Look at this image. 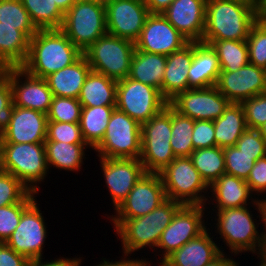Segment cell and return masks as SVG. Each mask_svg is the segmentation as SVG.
I'll return each mask as SVG.
<instances>
[{"instance_id":"1","label":"cell","mask_w":266,"mask_h":266,"mask_svg":"<svg viewBox=\"0 0 266 266\" xmlns=\"http://www.w3.org/2000/svg\"><path fill=\"white\" fill-rule=\"evenodd\" d=\"M83 52L61 29H38L29 40V52L21 66L30 75L45 78L76 62Z\"/></svg>"},{"instance_id":"2","label":"cell","mask_w":266,"mask_h":266,"mask_svg":"<svg viewBox=\"0 0 266 266\" xmlns=\"http://www.w3.org/2000/svg\"><path fill=\"white\" fill-rule=\"evenodd\" d=\"M259 9L242 0H207L202 40H247Z\"/></svg>"},{"instance_id":"3","label":"cell","mask_w":266,"mask_h":266,"mask_svg":"<svg viewBox=\"0 0 266 266\" xmlns=\"http://www.w3.org/2000/svg\"><path fill=\"white\" fill-rule=\"evenodd\" d=\"M182 206L178 201L166 199L152 212L132 219H111L114 231L121 239L123 254H132L145 247H157L162 232Z\"/></svg>"},{"instance_id":"4","label":"cell","mask_w":266,"mask_h":266,"mask_svg":"<svg viewBox=\"0 0 266 266\" xmlns=\"http://www.w3.org/2000/svg\"><path fill=\"white\" fill-rule=\"evenodd\" d=\"M1 170L11 173L38 194L37 184L49 173L45 143H2Z\"/></svg>"},{"instance_id":"5","label":"cell","mask_w":266,"mask_h":266,"mask_svg":"<svg viewBox=\"0 0 266 266\" xmlns=\"http://www.w3.org/2000/svg\"><path fill=\"white\" fill-rule=\"evenodd\" d=\"M171 105L141 125L140 162L145 172L159 173L176 157L170 145Z\"/></svg>"},{"instance_id":"6","label":"cell","mask_w":266,"mask_h":266,"mask_svg":"<svg viewBox=\"0 0 266 266\" xmlns=\"http://www.w3.org/2000/svg\"><path fill=\"white\" fill-rule=\"evenodd\" d=\"M60 29L84 52L107 33L105 5L94 0H78L64 14Z\"/></svg>"},{"instance_id":"7","label":"cell","mask_w":266,"mask_h":266,"mask_svg":"<svg viewBox=\"0 0 266 266\" xmlns=\"http://www.w3.org/2000/svg\"><path fill=\"white\" fill-rule=\"evenodd\" d=\"M159 174L167 199L178 201L182 205H205L209 201L204 195L209 186L190 157H176Z\"/></svg>"},{"instance_id":"8","label":"cell","mask_w":266,"mask_h":266,"mask_svg":"<svg viewBox=\"0 0 266 266\" xmlns=\"http://www.w3.org/2000/svg\"><path fill=\"white\" fill-rule=\"evenodd\" d=\"M135 43L106 33L83 54L91 70L119 81L129 76Z\"/></svg>"},{"instance_id":"9","label":"cell","mask_w":266,"mask_h":266,"mask_svg":"<svg viewBox=\"0 0 266 266\" xmlns=\"http://www.w3.org/2000/svg\"><path fill=\"white\" fill-rule=\"evenodd\" d=\"M251 212L248 205L215 212L217 217L214 220L217 222L215 233H219L222 242L229 247L231 254L234 253V257L248 251L256 253L262 239L263 232L257 230L259 227L257 225L260 223H256Z\"/></svg>"},{"instance_id":"10","label":"cell","mask_w":266,"mask_h":266,"mask_svg":"<svg viewBox=\"0 0 266 266\" xmlns=\"http://www.w3.org/2000/svg\"><path fill=\"white\" fill-rule=\"evenodd\" d=\"M101 158H132L141 155V125L117 108L111 114L102 141L93 149Z\"/></svg>"},{"instance_id":"11","label":"cell","mask_w":266,"mask_h":266,"mask_svg":"<svg viewBox=\"0 0 266 266\" xmlns=\"http://www.w3.org/2000/svg\"><path fill=\"white\" fill-rule=\"evenodd\" d=\"M169 102L161 91L131 78L117 81L116 108L140 125L162 111Z\"/></svg>"},{"instance_id":"12","label":"cell","mask_w":266,"mask_h":266,"mask_svg":"<svg viewBox=\"0 0 266 266\" xmlns=\"http://www.w3.org/2000/svg\"><path fill=\"white\" fill-rule=\"evenodd\" d=\"M205 205H182L174 214L170 224L162 232L157 249H163L159 265L174 251L189 240L198 237L208 227L205 226Z\"/></svg>"},{"instance_id":"13","label":"cell","mask_w":266,"mask_h":266,"mask_svg":"<svg viewBox=\"0 0 266 266\" xmlns=\"http://www.w3.org/2000/svg\"><path fill=\"white\" fill-rule=\"evenodd\" d=\"M34 200L22 213L19 224L6 244L30 262L43 259V246L47 238L44 216Z\"/></svg>"},{"instance_id":"14","label":"cell","mask_w":266,"mask_h":266,"mask_svg":"<svg viewBox=\"0 0 266 266\" xmlns=\"http://www.w3.org/2000/svg\"><path fill=\"white\" fill-rule=\"evenodd\" d=\"M159 173L145 172L110 219H132L152 212L166 200Z\"/></svg>"},{"instance_id":"15","label":"cell","mask_w":266,"mask_h":266,"mask_svg":"<svg viewBox=\"0 0 266 266\" xmlns=\"http://www.w3.org/2000/svg\"><path fill=\"white\" fill-rule=\"evenodd\" d=\"M230 103L216 86L190 88L169 102L181 115L193 120L211 121L219 118Z\"/></svg>"},{"instance_id":"16","label":"cell","mask_w":266,"mask_h":266,"mask_svg":"<svg viewBox=\"0 0 266 266\" xmlns=\"http://www.w3.org/2000/svg\"><path fill=\"white\" fill-rule=\"evenodd\" d=\"M189 42L161 13H150L134 43L137 50L168 56Z\"/></svg>"},{"instance_id":"17","label":"cell","mask_w":266,"mask_h":266,"mask_svg":"<svg viewBox=\"0 0 266 266\" xmlns=\"http://www.w3.org/2000/svg\"><path fill=\"white\" fill-rule=\"evenodd\" d=\"M3 71L10 79L14 106L48 113L53 93L45 78L30 75L21 67L5 68Z\"/></svg>"},{"instance_id":"18","label":"cell","mask_w":266,"mask_h":266,"mask_svg":"<svg viewBox=\"0 0 266 266\" xmlns=\"http://www.w3.org/2000/svg\"><path fill=\"white\" fill-rule=\"evenodd\" d=\"M47 114L12 105L0 130L2 143H44Z\"/></svg>"},{"instance_id":"19","label":"cell","mask_w":266,"mask_h":266,"mask_svg":"<svg viewBox=\"0 0 266 266\" xmlns=\"http://www.w3.org/2000/svg\"><path fill=\"white\" fill-rule=\"evenodd\" d=\"M105 7L107 33L135 42L150 14L143 0H113Z\"/></svg>"},{"instance_id":"20","label":"cell","mask_w":266,"mask_h":266,"mask_svg":"<svg viewBox=\"0 0 266 266\" xmlns=\"http://www.w3.org/2000/svg\"><path fill=\"white\" fill-rule=\"evenodd\" d=\"M215 86L231 103H241L266 92V70L248 63L235 72L221 71Z\"/></svg>"},{"instance_id":"21","label":"cell","mask_w":266,"mask_h":266,"mask_svg":"<svg viewBox=\"0 0 266 266\" xmlns=\"http://www.w3.org/2000/svg\"><path fill=\"white\" fill-rule=\"evenodd\" d=\"M99 159L106 187L110 192L114 210H116L145 173V170L140 159L101 157Z\"/></svg>"},{"instance_id":"22","label":"cell","mask_w":266,"mask_h":266,"mask_svg":"<svg viewBox=\"0 0 266 266\" xmlns=\"http://www.w3.org/2000/svg\"><path fill=\"white\" fill-rule=\"evenodd\" d=\"M207 0H173L161 14L190 42H201Z\"/></svg>"},{"instance_id":"23","label":"cell","mask_w":266,"mask_h":266,"mask_svg":"<svg viewBox=\"0 0 266 266\" xmlns=\"http://www.w3.org/2000/svg\"><path fill=\"white\" fill-rule=\"evenodd\" d=\"M207 231L209 228L170 254L159 266H206L224 251Z\"/></svg>"},{"instance_id":"24","label":"cell","mask_w":266,"mask_h":266,"mask_svg":"<svg viewBox=\"0 0 266 266\" xmlns=\"http://www.w3.org/2000/svg\"><path fill=\"white\" fill-rule=\"evenodd\" d=\"M193 59V42H189L182 49L167 56L164 77L162 81V95L170 102L179 93L189 88L188 68Z\"/></svg>"},{"instance_id":"25","label":"cell","mask_w":266,"mask_h":266,"mask_svg":"<svg viewBox=\"0 0 266 266\" xmlns=\"http://www.w3.org/2000/svg\"><path fill=\"white\" fill-rule=\"evenodd\" d=\"M209 190L212 192V197L215 198H212V205L216 202L214 204L217 206H214L215 209L217 208L216 212L227 208H240L251 203L256 207L257 200L259 199L257 197L254 200L251 197L253 195L252 191L244 179L226 173L213 182L209 186Z\"/></svg>"},{"instance_id":"26","label":"cell","mask_w":266,"mask_h":266,"mask_svg":"<svg viewBox=\"0 0 266 266\" xmlns=\"http://www.w3.org/2000/svg\"><path fill=\"white\" fill-rule=\"evenodd\" d=\"M220 72L219 59L212 47L202 42H193V59L188 68L189 88L215 86Z\"/></svg>"},{"instance_id":"27","label":"cell","mask_w":266,"mask_h":266,"mask_svg":"<svg viewBox=\"0 0 266 266\" xmlns=\"http://www.w3.org/2000/svg\"><path fill=\"white\" fill-rule=\"evenodd\" d=\"M91 67L83 54L73 64L49 74L45 80L53 96L78 99Z\"/></svg>"},{"instance_id":"28","label":"cell","mask_w":266,"mask_h":266,"mask_svg":"<svg viewBox=\"0 0 266 266\" xmlns=\"http://www.w3.org/2000/svg\"><path fill=\"white\" fill-rule=\"evenodd\" d=\"M116 90V80L91 70L78 100L82 107L116 106Z\"/></svg>"},{"instance_id":"29","label":"cell","mask_w":266,"mask_h":266,"mask_svg":"<svg viewBox=\"0 0 266 266\" xmlns=\"http://www.w3.org/2000/svg\"><path fill=\"white\" fill-rule=\"evenodd\" d=\"M167 56L134 50L128 78L161 91Z\"/></svg>"},{"instance_id":"30","label":"cell","mask_w":266,"mask_h":266,"mask_svg":"<svg viewBox=\"0 0 266 266\" xmlns=\"http://www.w3.org/2000/svg\"><path fill=\"white\" fill-rule=\"evenodd\" d=\"M29 52V39L19 26L0 25V67H21Z\"/></svg>"},{"instance_id":"31","label":"cell","mask_w":266,"mask_h":266,"mask_svg":"<svg viewBox=\"0 0 266 266\" xmlns=\"http://www.w3.org/2000/svg\"><path fill=\"white\" fill-rule=\"evenodd\" d=\"M213 123L216 146L220 148L235 146L243 132L248 128L240 103H230L224 113Z\"/></svg>"},{"instance_id":"32","label":"cell","mask_w":266,"mask_h":266,"mask_svg":"<svg viewBox=\"0 0 266 266\" xmlns=\"http://www.w3.org/2000/svg\"><path fill=\"white\" fill-rule=\"evenodd\" d=\"M47 164L59 170L78 171L81 169L85 150L89 147L86 143L68 144L59 141H45ZM86 147V148H85Z\"/></svg>"},{"instance_id":"33","label":"cell","mask_w":266,"mask_h":266,"mask_svg":"<svg viewBox=\"0 0 266 266\" xmlns=\"http://www.w3.org/2000/svg\"><path fill=\"white\" fill-rule=\"evenodd\" d=\"M116 106L82 107L80 129L86 144L94 149L103 139Z\"/></svg>"},{"instance_id":"34","label":"cell","mask_w":266,"mask_h":266,"mask_svg":"<svg viewBox=\"0 0 266 266\" xmlns=\"http://www.w3.org/2000/svg\"><path fill=\"white\" fill-rule=\"evenodd\" d=\"M216 52L221 71L235 72L249 63L246 40H202Z\"/></svg>"},{"instance_id":"35","label":"cell","mask_w":266,"mask_h":266,"mask_svg":"<svg viewBox=\"0 0 266 266\" xmlns=\"http://www.w3.org/2000/svg\"><path fill=\"white\" fill-rule=\"evenodd\" d=\"M190 158L208 186L226 173L223 148L214 146L196 149Z\"/></svg>"},{"instance_id":"36","label":"cell","mask_w":266,"mask_h":266,"mask_svg":"<svg viewBox=\"0 0 266 266\" xmlns=\"http://www.w3.org/2000/svg\"><path fill=\"white\" fill-rule=\"evenodd\" d=\"M32 23L37 29H60L64 13L52 0H22Z\"/></svg>"},{"instance_id":"37","label":"cell","mask_w":266,"mask_h":266,"mask_svg":"<svg viewBox=\"0 0 266 266\" xmlns=\"http://www.w3.org/2000/svg\"><path fill=\"white\" fill-rule=\"evenodd\" d=\"M195 120L181 115L171 106V134L170 145L175 157H190L194 151L192 132Z\"/></svg>"},{"instance_id":"38","label":"cell","mask_w":266,"mask_h":266,"mask_svg":"<svg viewBox=\"0 0 266 266\" xmlns=\"http://www.w3.org/2000/svg\"><path fill=\"white\" fill-rule=\"evenodd\" d=\"M0 25L19 26V30L29 40L38 31L22 0H0Z\"/></svg>"},{"instance_id":"39","label":"cell","mask_w":266,"mask_h":266,"mask_svg":"<svg viewBox=\"0 0 266 266\" xmlns=\"http://www.w3.org/2000/svg\"><path fill=\"white\" fill-rule=\"evenodd\" d=\"M30 192L21 202L0 207V243H6L19 224L23 211L36 199Z\"/></svg>"},{"instance_id":"40","label":"cell","mask_w":266,"mask_h":266,"mask_svg":"<svg viewBox=\"0 0 266 266\" xmlns=\"http://www.w3.org/2000/svg\"><path fill=\"white\" fill-rule=\"evenodd\" d=\"M226 174L246 180L255 161L266 155H247L237 146L223 148Z\"/></svg>"},{"instance_id":"41","label":"cell","mask_w":266,"mask_h":266,"mask_svg":"<svg viewBox=\"0 0 266 266\" xmlns=\"http://www.w3.org/2000/svg\"><path fill=\"white\" fill-rule=\"evenodd\" d=\"M82 105L78 99L53 96L47 120L53 122L79 123Z\"/></svg>"},{"instance_id":"42","label":"cell","mask_w":266,"mask_h":266,"mask_svg":"<svg viewBox=\"0 0 266 266\" xmlns=\"http://www.w3.org/2000/svg\"><path fill=\"white\" fill-rule=\"evenodd\" d=\"M249 63L266 70V26L258 19L247 38Z\"/></svg>"},{"instance_id":"43","label":"cell","mask_w":266,"mask_h":266,"mask_svg":"<svg viewBox=\"0 0 266 266\" xmlns=\"http://www.w3.org/2000/svg\"><path fill=\"white\" fill-rule=\"evenodd\" d=\"M30 192L14 175L0 170V207L19 203Z\"/></svg>"},{"instance_id":"44","label":"cell","mask_w":266,"mask_h":266,"mask_svg":"<svg viewBox=\"0 0 266 266\" xmlns=\"http://www.w3.org/2000/svg\"><path fill=\"white\" fill-rule=\"evenodd\" d=\"M68 144L86 143L79 123L47 121L46 140Z\"/></svg>"},{"instance_id":"45","label":"cell","mask_w":266,"mask_h":266,"mask_svg":"<svg viewBox=\"0 0 266 266\" xmlns=\"http://www.w3.org/2000/svg\"><path fill=\"white\" fill-rule=\"evenodd\" d=\"M240 104L242 105L248 128L258 129L266 123V92L244 100Z\"/></svg>"},{"instance_id":"46","label":"cell","mask_w":266,"mask_h":266,"mask_svg":"<svg viewBox=\"0 0 266 266\" xmlns=\"http://www.w3.org/2000/svg\"><path fill=\"white\" fill-rule=\"evenodd\" d=\"M235 146L247 155H266V143L258 129L247 128Z\"/></svg>"},{"instance_id":"47","label":"cell","mask_w":266,"mask_h":266,"mask_svg":"<svg viewBox=\"0 0 266 266\" xmlns=\"http://www.w3.org/2000/svg\"><path fill=\"white\" fill-rule=\"evenodd\" d=\"M214 123L211 120H195L192 132L194 150L216 146Z\"/></svg>"},{"instance_id":"48","label":"cell","mask_w":266,"mask_h":266,"mask_svg":"<svg viewBox=\"0 0 266 266\" xmlns=\"http://www.w3.org/2000/svg\"><path fill=\"white\" fill-rule=\"evenodd\" d=\"M252 193L266 194V156L255 161L248 178L245 180Z\"/></svg>"},{"instance_id":"49","label":"cell","mask_w":266,"mask_h":266,"mask_svg":"<svg viewBox=\"0 0 266 266\" xmlns=\"http://www.w3.org/2000/svg\"><path fill=\"white\" fill-rule=\"evenodd\" d=\"M13 105L12 89L9 76L2 70L0 73V130L2 129Z\"/></svg>"},{"instance_id":"50","label":"cell","mask_w":266,"mask_h":266,"mask_svg":"<svg viewBox=\"0 0 266 266\" xmlns=\"http://www.w3.org/2000/svg\"><path fill=\"white\" fill-rule=\"evenodd\" d=\"M31 262L6 243H0V266H30Z\"/></svg>"},{"instance_id":"51","label":"cell","mask_w":266,"mask_h":266,"mask_svg":"<svg viewBox=\"0 0 266 266\" xmlns=\"http://www.w3.org/2000/svg\"><path fill=\"white\" fill-rule=\"evenodd\" d=\"M62 258V259H61ZM65 257H60V258H56L55 260H51L50 261H45L43 262L42 259L40 260H35L32 261L30 266H80L82 259L79 258H65Z\"/></svg>"},{"instance_id":"52","label":"cell","mask_w":266,"mask_h":266,"mask_svg":"<svg viewBox=\"0 0 266 266\" xmlns=\"http://www.w3.org/2000/svg\"><path fill=\"white\" fill-rule=\"evenodd\" d=\"M123 256H126V257H122L121 260L119 261H115L113 262V260L109 261L105 258H103V262L100 261L101 263L98 264V265H95V266H151L150 262L146 261L147 259H129L127 258V254L126 255H123ZM127 259V260H126Z\"/></svg>"},{"instance_id":"53","label":"cell","mask_w":266,"mask_h":266,"mask_svg":"<svg viewBox=\"0 0 266 266\" xmlns=\"http://www.w3.org/2000/svg\"><path fill=\"white\" fill-rule=\"evenodd\" d=\"M150 13H162L173 0H143Z\"/></svg>"},{"instance_id":"54","label":"cell","mask_w":266,"mask_h":266,"mask_svg":"<svg viewBox=\"0 0 266 266\" xmlns=\"http://www.w3.org/2000/svg\"><path fill=\"white\" fill-rule=\"evenodd\" d=\"M206 266H239V263L234 261L233 258H227V256L221 252L217 257L210 261Z\"/></svg>"},{"instance_id":"55","label":"cell","mask_w":266,"mask_h":266,"mask_svg":"<svg viewBox=\"0 0 266 266\" xmlns=\"http://www.w3.org/2000/svg\"><path fill=\"white\" fill-rule=\"evenodd\" d=\"M256 251L257 257H260V262L266 266V231H263L262 239Z\"/></svg>"},{"instance_id":"56","label":"cell","mask_w":266,"mask_h":266,"mask_svg":"<svg viewBox=\"0 0 266 266\" xmlns=\"http://www.w3.org/2000/svg\"><path fill=\"white\" fill-rule=\"evenodd\" d=\"M256 207L257 208H255V210L257 209L258 213L260 214V216L258 215V217H261V219L259 218V221H262L260 223H263L262 226H264V231H266V198L257 200Z\"/></svg>"},{"instance_id":"57","label":"cell","mask_w":266,"mask_h":266,"mask_svg":"<svg viewBox=\"0 0 266 266\" xmlns=\"http://www.w3.org/2000/svg\"><path fill=\"white\" fill-rule=\"evenodd\" d=\"M56 2L57 7L65 14L72 5L77 2L78 0H52Z\"/></svg>"},{"instance_id":"58","label":"cell","mask_w":266,"mask_h":266,"mask_svg":"<svg viewBox=\"0 0 266 266\" xmlns=\"http://www.w3.org/2000/svg\"><path fill=\"white\" fill-rule=\"evenodd\" d=\"M242 1L250 3L251 5L255 6L258 9H260L263 2V0H242Z\"/></svg>"},{"instance_id":"59","label":"cell","mask_w":266,"mask_h":266,"mask_svg":"<svg viewBox=\"0 0 266 266\" xmlns=\"http://www.w3.org/2000/svg\"><path fill=\"white\" fill-rule=\"evenodd\" d=\"M259 132H260V135L261 137L264 139L265 143H266V123H264L263 125H261L259 128H258Z\"/></svg>"},{"instance_id":"60","label":"cell","mask_w":266,"mask_h":266,"mask_svg":"<svg viewBox=\"0 0 266 266\" xmlns=\"http://www.w3.org/2000/svg\"><path fill=\"white\" fill-rule=\"evenodd\" d=\"M259 16H266V0H263L262 5L259 9Z\"/></svg>"},{"instance_id":"61","label":"cell","mask_w":266,"mask_h":266,"mask_svg":"<svg viewBox=\"0 0 266 266\" xmlns=\"http://www.w3.org/2000/svg\"><path fill=\"white\" fill-rule=\"evenodd\" d=\"M94 1L106 6L108 3L112 2L113 0H94Z\"/></svg>"},{"instance_id":"62","label":"cell","mask_w":266,"mask_h":266,"mask_svg":"<svg viewBox=\"0 0 266 266\" xmlns=\"http://www.w3.org/2000/svg\"><path fill=\"white\" fill-rule=\"evenodd\" d=\"M1 153H2V138L0 133V170H1Z\"/></svg>"},{"instance_id":"63","label":"cell","mask_w":266,"mask_h":266,"mask_svg":"<svg viewBox=\"0 0 266 266\" xmlns=\"http://www.w3.org/2000/svg\"><path fill=\"white\" fill-rule=\"evenodd\" d=\"M259 20L266 26V16H259Z\"/></svg>"},{"instance_id":"64","label":"cell","mask_w":266,"mask_h":266,"mask_svg":"<svg viewBox=\"0 0 266 266\" xmlns=\"http://www.w3.org/2000/svg\"><path fill=\"white\" fill-rule=\"evenodd\" d=\"M259 266H265L264 264H262L261 262H259Z\"/></svg>"}]
</instances>
